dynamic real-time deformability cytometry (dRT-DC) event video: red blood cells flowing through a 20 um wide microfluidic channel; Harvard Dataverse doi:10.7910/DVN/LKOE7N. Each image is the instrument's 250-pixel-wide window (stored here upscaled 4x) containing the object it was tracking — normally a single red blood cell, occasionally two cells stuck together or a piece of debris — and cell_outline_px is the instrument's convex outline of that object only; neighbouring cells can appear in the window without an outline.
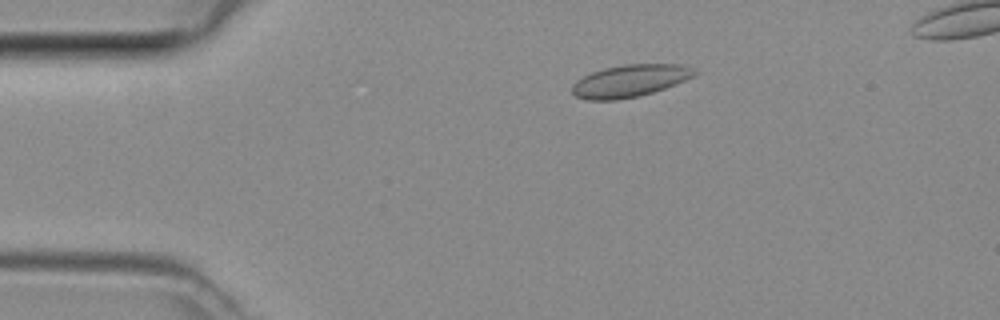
{"species": "common noctule bat (a hibernating species)", "species_latin": "Nyctalus noctula", "temperature_condition": "room temperature", "stored_images_in_passage": 4, "camera_frame_rate_fps": 3000, "um_per_image_px": 0.085, "animal": {"sex": "female", "body_mass_g": 29.2, "forearm_length_mm": 56.3}, "frame": {"image": 1, "passage_image": 2, "time_ms": 0.333, "image_size_px": [1000, 320], "cell_outline_px": [[700, 72], [676, 84], [652, 92], [636, 96], [616, 100], [588, 100], [576, 96], [572, 92], [572, 84], [576, 80], [592, 72], [604, 68], [624, 64], [680, 64], [692, 68]], "centroid_in_image_um": [53.52, 6.86], "position_along_channel_um": 31.5, "area_um2": 22.83}}